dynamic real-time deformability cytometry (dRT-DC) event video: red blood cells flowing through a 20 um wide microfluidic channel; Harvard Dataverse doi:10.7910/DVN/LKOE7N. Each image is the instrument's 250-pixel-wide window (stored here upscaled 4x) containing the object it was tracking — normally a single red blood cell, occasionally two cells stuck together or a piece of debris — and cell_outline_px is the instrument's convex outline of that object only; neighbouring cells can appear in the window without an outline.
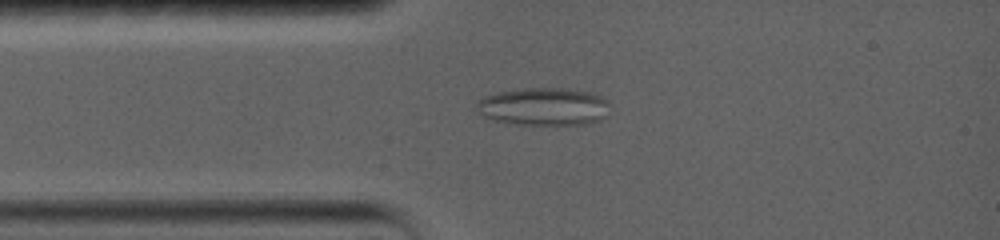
{"species": "common noctule bat (a hibernating species)", "species_latin": "Nyctalus noctula", "temperature_condition": "warm", "stored_images_in_passage": 80, "camera_frame_rate_fps": 5000, "um_per_image_px": 0.085, "animal": {"sex": "female", "body_mass_g": 19.0, "forearm_length_mm": 56.7}, "frame": {"image": 1, "passage_image": 3, "time_ms": 0.4, "image_size_px": [1000, 240], "cell_outline_px": [[608, 100], [604, 116], [600, 120], [584, 124], [516, 124], [492, 120], [484, 116], [476, 108], [476, 104], [484, 96], [496, 92], [524, 88], [568, 88], [588, 92], [600, 96]], "centroid_in_image_um": [46.17, 9.05], "position_along_channel_um": 38.8, "area_um2": 29.07}}
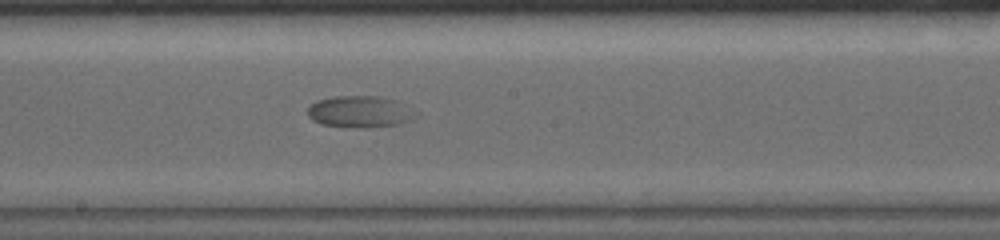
{"frame": {"image": 2, "passage_image": 32, "time_ms": 5.8, "image_size_px": [1000, 240], "cell_outline_px": [[420, 112], [416, 116], [408, 120], [396, 124], [364, 128], [360, 128], [320, 124], [312, 120], [308, 116], [308, 108], [316, 100], [332, 96], [380, 96], [396, 100]], "centroid_in_image_um": [30.59, 9.48], "position_along_channel_um": 217.6, "area_um2": 20.06}}
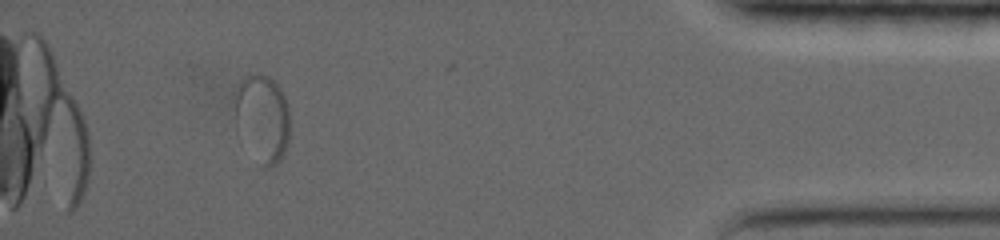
{"frame": {"image": 3, "passage_image": 70, "time_ms": 13.4, "image_size_px": [1000, 240], "cell_outline_px": [[288, 140], [284, 152], [280, 160], [276, 164], [268, 168], [264, 168], [236, 128], [232, 104], [232, 92], [236, 84], [240, 80], [248, 76], [260, 72], [268, 76], [280, 88], [288, 104]], "centroid_in_image_um": [22.24, 9.97], "position_along_channel_um": 413.0, "area_um2": 28.38}}